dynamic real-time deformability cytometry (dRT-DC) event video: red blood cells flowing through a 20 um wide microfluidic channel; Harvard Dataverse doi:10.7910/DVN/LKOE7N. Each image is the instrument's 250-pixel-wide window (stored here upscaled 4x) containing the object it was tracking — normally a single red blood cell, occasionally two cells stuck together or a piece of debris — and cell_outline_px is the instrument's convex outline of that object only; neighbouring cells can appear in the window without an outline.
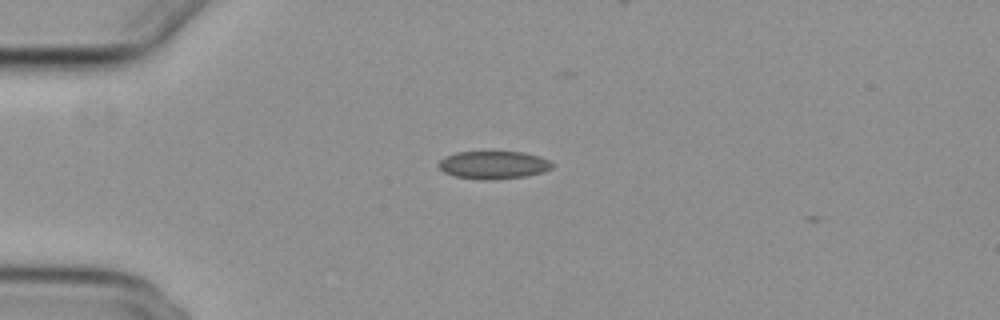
{"species": "common noctule bat (a hibernating species)", "species_latin": "Nyctalus noctula", "temperature_condition": "cold", "stored_images_in_passage": 2, "camera_frame_rate_fps": 3000, "um_per_image_px": 0.085, "animal": {"sex": "female", "body_mass_g": 29.2, "forearm_length_mm": 56.3}, "frame": {"image": 1, "passage_image": 1, "time_ms": 0.0, "image_size_px": [1000, 320], "cell_outline_px": [[556, 164], [552, 168], [544, 172], [528, 176], [496, 180], [480, 180], [452, 176], [444, 172], [436, 164], [444, 156], [456, 152], [524, 152], [540, 156]], "centroid_in_image_um": [41.95, 14.03], "position_along_channel_um": 43.0, "area_um2": 18.9}}